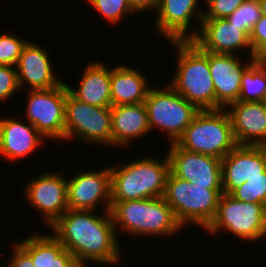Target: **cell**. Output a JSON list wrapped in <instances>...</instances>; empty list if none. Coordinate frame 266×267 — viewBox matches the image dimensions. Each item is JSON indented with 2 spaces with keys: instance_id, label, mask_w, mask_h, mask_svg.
Here are the masks:
<instances>
[{
  "instance_id": "cell-11",
  "label": "cell",
  "mask_w": 266,
  "mask_h": 267,
  "mask_svg": "<svg viewBox=\"0 0 266 267\" xmlns=\"http://www.w3.org/2000/svg\"><path fill=\"white\" fill-rule=\"evenodd\" d=\"M24 197L30 207L41 213V220L50 228L67 210L68 183L58 172H43L24 185Z\"/></svg>"
},
{
  "instance_id": "cell-5",
  "label": "cell",
  "mask_w": 266,
  "mask_h": 267,
  "mask_svg": "<svg viewBox=\"0 0 266 267\" xmlns=\"http://www.w3.org/2000/svg\"><path fill=\"white\" fill-rule=\"evenodd\" d=\"M222 193L223 190H210L207 186L189 183L170 171L163 198L183 228L189 223L205 230L215 217Z\"/></svg>"
},
{
  "instance_id": "cell-1",
  "label": "cell",
  "mask_w": 266,
  "mask_h": 267,
  "mask_svg": "<svg viewBox=\"0 0 266 267\" xmlns=\"http://www.w3.org/2000/svg\"><path fill=\"white\" fill-rule=\"evenodd\" d=\"M49 229L81 267L87 263L116 265L122 261L120 240L110 211L68 209Z\"/></svg>"
},
{
  "instance_id": "cell-16",
  "label": "cell",
  "mask_w": 266,
  "mask_h": 267,
  "mask_svg": "<svg viewBox=\"0 0 266 267\" xmlns=\"http://www.w3.org/2000/svg\"><path fill=\"white\" fill-rule=\"evenodd\" d=\"M221 172L224 194L250 178L266 177V146L237 145L221 160Z\"/></svg>"
},
{
  "instance_id": "cell-22",
  "label": "cell",
  "mask_w": 266,
  "mask_h": 267,
  "mask_svg": "<svg viewBox=\"0 0 266 267\" xmlns=\"http://www.w3.org/2000/svg\"><path fill=\"white\" fill-rule=\"evenodd\" d=\"M103 61L94 60L85 65L78 88L69 86V93L77 100L89 105L111 107L110 68Z\"/></svg>"
},
{
  "instance_id": "cell-30",
  "label": "cell",
  "mask_w": 266,
  "mask_h": 267,
  "mask_svg": "<svg viewBox=\"0 0 266 267\" xmlns=\"http://www.w3.org/2000/svg\"><path fill=\"white\" fill-rule=\"evenodd\" d=\"M203 19H220L230 16L245 0H205Z\"/></svg>"
},
{
  "instance_id": "cell-18",
  "label": "cell",
  "mask_w": 266,
  "mask_h": 267,
  "mask_svg": "<svg viewBox=\"0 0 266 267\" xmlns=\"http://www.w3.org/2000/svg\"><path fill=\"white\" fill-rule=\"evenodd\" d=\"M46 50L31 41L24 46L16 65L20 89H25L24 86L31 87L30 90L50 89L64 81L54 72V64Z\"/></svg>"
},
{
  "instance_id": "cell-12",
  "label": "cell",
  "mask_w": 266,
  "mask_h": 267,
  "mask_svg": "<svg viewBox=\"0 0 266 267\" xmlns=\"http://www.w3.org/2000/svg\"><path fill=\"white\" fill-rule=\"evenodd\" d=\"M201 0H160L154 19L156 34L170 41H192L198 34L203 19ZM197 28H192V19ZM199 23V24H198ZM190 27L192 31H190Z\"/></svg>"
},
{
  "instance_id": "cell-23",
  "label": "cell",
  "mask_w": 266,
  "mask_h": 267,
  "mask_svg": "<svg viewBox=\"0 0 266 267\" xmlns=\"http://www.w3.org/2000/svg\"><path fill=\"white\" fill-rule=\"evenodd\" d=\"M147 77L128 64L110 68V90L112 106L143 103L152 85Z\"/></svg>"
},
{
  "instance_id": "cell-2",
  "label": "cell",
  "mask_w": 266,
  "mask_h": 267,
  "mask_svg": "<svg viewBox=\"0 0 266 267\" xmlns=\"http://www.w3.org/2000/svg\"><path fill=\"white\" fill-rule=\"evenodd\" d=\"M177 53L176 70L169 85L199 111L216 110V96L209 69V52L193 41H171Z\"/></svg>"
},
{
  "instance_id": "cell-33",
  "label": "cell",
  "mask_w": 266,
  "mask_h": 267,
  "mask_svg": "<svg viewBox=\"0 0 266 267\" xmlns=\"http://www.w3.org/2000/svg\"><path fill=\"white\" fill-rule=\"evenodd\" d=\"M12 242L13 251H9L12 257L7 261L6 267H35L31 257L16 242Z\"/></svg>"
},
{
  "instance_id": "cell-19",
  "label": "cell",
  "mask_w": 266,
  "mask_h": 267,
  "mask_svg": "<svg viewBox=\"0 0 266 267\" xmlns=\"http://www.w3.org/2000/svg\"><path fill=\"white\" fill-rule=\"evenodd\" d=\"M228 106L226 111L237 145L266 146V104L237 101Z\"/></svg>"
},
{
  "instance_id": "cell-32",
  "label": "cell",
  "mask_w": 266,
  "mask_h": 267,
  "mask_svg": "<svg viewBox=\"0 0 266 267\" xmlns=\"http://www.w3.org/2000/svg\"><path fill=\"white\" fill-rule=\"evenodd\" d=\"M250 44L255 58L258 59L266 52V16L256 22L249 35Z\"/></svg>"
},
{
  "instance_id": "cell-36",
  "label": "cell",
  "mask_w": 266,
  "mask_h": 267,
  "mask_svg": "<svg viewBox=\"0 0 266 267\" xmlns=\"http://www.w3.org/2000/svg\"><path fill=\"white\" fill-rule=\"evenodd\" d=\"M258 59L266 67V52L262 54Z\"/></svg>"
},
{
  "instance_id": "cell-38",
  "label": "cell",
  "mask_w": 266,
  "mask_h": 267,
  "mask_svg": "<svg viewBox=\"0 0 266 267\" xmlns=\"http://www.w3.org/2000/svg\"><path fill=\"white\" fill-rule=\"evenodd\" d=\"M3 265V266H2ZM6 265H4V264H1V261H0V267H5Z\"/></svg>"
},
{
  "instance_id": "cell-35",
  "label": "cell",
  "mask_w": 266,
  "mask_h": 267,
  "mask_svg": "<svg viewBox=\"0 0 266 267\" xmlns=\"http://www.w3.org/2000/svg\"><path fill=\"white\" fill-rule=\"evenodd\" d=\"M259 3H260L262 15L266 16V0H262Z\"/></svg>"
},
{
  "instance_id": "cell-10",
  "label": "cell",
  "mask_w": 266,
  "mask_h": 267,
  "mask_svg": "<svg viewBox=\"0 0 266 267\" xmlns=\"http://www.w3.org/2000/svg\"><path fill=\"white\" fill-rule=\"evenodd\" d=\"M66 82L50 89L28 91L26 120L46 139L62 140L65 135Z\"/></svg>"
},
{
  "instance_id": "cell-26",
  "label": "cell",
  "mask_w": 266,
  "mask_h": 267,
  "mask_svg": "<svg viewBox=\"0 0 266 267\" xmlns=\"http://www.w3.org/2000/svg\"><path fill=\"white\" fill-rule=\"evenodd\" d=\"M87 3L111 25L120 23L125 16L135 14L128 0H87Z\"/></svg>"
},
{
  "instance_id": "cell-34",
  "label": "cell",
  "mask_w": 266,
  "mask_h": 267,
  "mask_svg": "<svg viewBox=\"0 0 266 267\" xmlns=\"http://www.w3.org/2000/svg\"><path fill=\"white\" fill-rule=\"evenodd\" d=\"M134 13L153 10L156 12L160 0H128Z\"/></svg>"
},
{
  "instance_id": "cell-21",
  "label": "cell",
  "mask_w": 266,
  "mask_h": 267,
  "mask_svg": "<svg viewBox=\"0 0 266 267\" xmlns=\"http://www.w3.org/2000/svg\"><path fill=\"white\" fill-rule=\"evenodd\" d=\"M112 146H130L134 140L149 134L145 103L111 106Z\"/></svg>"
},
{
  "instance_id": "cell-28",
  "label": "cell",
  "mask_w": 266,
  "mask_h": 267,
  "mask_svg": "<svg viewBox=\"0 0 266 267\" xmlns=\"http://www.w3.org/2000/svg\"><path fill=\"white\" fill-rule=\"evenodd\" d=\"M230 195L243 202L266 205V177L250 178L234 189Z\"/></svg>"
},
{
  "instance_id": "cell-3",
  "label": "cell",
  "mask_w": 266,
  "mask_h": 267,
  "mask_svg": "<svg viewBox=\"0 0 266 267\" xmlns=\"http://www.w3.org/2000/svg\"><path fill=\"white\" fill-rule=\"evenodd\" d=\"M110 214L118 236L120 229L130 237L157 238L183 229L163 197L111 202Z\"/></svg>"
},
{
  "instance_id": "cell-9",
  "label": "cell",
  "mask_w": 266,
  "mask_h": 267,
  "mask_svg": "<svg viewBox=\"0 0 266 267\" xmlns=\"http://www.w3.org/2000/svg\"><path fill=\"white\" fill-rule=\"evenodd\" d=\"M111 107L89 105L67 93L65 103L64 141L75 140L84 143L112 146ZM102 145H101V144Z\"/></svg>"
},
{
  "instance_id": "cell-17",
  "label": "cell",
  "mask_w": 266,
  "mask_h": 267,
  "mask_svg": "<svg viewBox=\"0 0 266 267\" xmlns=\"http://www.w3.org/2000/svg\"><path fill=\"white\" fill-rule=\"evenodd\" d=\"M192 41L204 52L236 55L249 48L250 57H255L249 35L227 18L202 19L199 32Z\"/></svg>"
},
{
  "instance_id": "cell-15",
  "label": "cell",
  "mask_w": 266,
  "mask_h": 267,
  "mask_svg": "<svg viewBox=\"0 0 266 267\" xmlns=\"http://www.w3.org/2000/svg\"><path fill=\"white\" fill-rule=\"evenodd\" d=\"M241 55L209 52V69L216 96V110L225 109L237 102L241 91V80L244 71L256 60ZM250 61V62H249Z\"/></svg>"
},
{
  "instance_id": "cell-24",
  "label": "cell",
  "mask_w": 266,
  "mask_h": 267,
  "mask_svg": "<svg viewBox=\"0 0 266 267\" xmlns=\"http://www.w3.org/2000/svg\"><path fill=\"white\" fill-rule=\"evenodd\" d=\"M36 233L16 242L31 257L35 267H81L52 234Z\"/></svg>"
},
{
  "instance_id": "cell-25",
  "label": "cell",
  "mask_w": 266,
  "mask_h": 267,
  "mask_svg": "<svg viewBox=\"0 0 266 267\" xmlns=\"http://www.w3.org/2000/svg\"><path fill=\"white\" fill-rule=\"evenodd\" d=\"M266 93V67L256 59L243 73L238 101H262Z\"/></svg>"
},
{
  "instance_id": "cell-29",
  "label": "cell",
  "mask_w": 266,
  "mask_h": 267,
  "mask_svg": "<svg viewBox=\"0 0 266 267\" xmlns=\"http://www.w3.org/2000/svg\"><path fill=\"white\" fill-rule=\"evenodd\" d=\"M28 40L17 37V35H0V65H17L20 55Z\"/></svg>"
},
{
  "instance_id": "cell-6",
  "label": "cell",
  "mask_w": 266,
  "mask_h": 267,
  "mask_svg": "<svg viewBox=\"0 0 266 267\" xmlns=\"http://www.w3.org/2000/svg\"><path fill=\"white\" fill-rule=\"evenodd\" d=\"M176 144L222 160L237 146L228 112L226 109L199 111Z\"/></svg>"
},
{
  "instance_id": "cell-31",
  "label": "cell",
  "mask_w": 266,
  "mask_h": 267,
  "mask_svg": "<svg viewBox=\"0 0 266 267\" xmlns=\"http://www.w3.org/2000/svg\"><path fill=\"white\" fill-rule=\"evenodd\" d=\"M19 90L17 68L15 66L0 65V101H8Z\"/></svg>"
},
{
  "instance_id": "cell-20",
  "label": "cell",
  "mask_w": 266,
  "mask_h": 267,
  "mask_svg": "<svg viewBox=\"0 0 266 267\" xmlns=\"http://www.w3.org/2000/svg\"><path fill=\"white\" fill-rule=\"evenodd\" d=\"M44 140L47 139L28 121L26 124L14 117L0 119V156L9 161L31 157L37 148L43 147Z\"/></svg>"
},
{
  "instance_id": "cell-4",
  "label": "cell",
  "mask_w": 266,
  "mask_h": 267,
  "mask_svg": "<svg viewBox=\"0 0 266 267\" xmlns=\"http://www.w3.org/2000/svg\"><path fill=\"white\" fill-rule=\"evenodd\" d=\"M169 172L168 155L110 166L111 202L163 197Z\"/></svg>"
},
{
  "instance_id": "cell-7",
  "label": "cell",
  "mask_w": 266,
  "mask_h": 267,
  "mask_svg": "<svg viewBox=\"0 0 266 267\" xmlns=\"http://www.w3.org/2000/svg\"><path fill=\"white\" fill-rule=\"evenodd\" d=\"M223 230L248 243L266 238V205L243 202L222 193L215 217L205 231L216 235Z\"/></svg>"
},
{
  "instance_id": "cell-13",
  "label": "cell",
  "mask_w": 266,
  "mask_h": 267,
  "mask_svg": "<svg viewBox=\"0 0 266 267\" xmlns=\"http://www.w3.org/2000/svg\"><path fill=\"white\" fill-rule=\"evenodd\" d=\"M170 171L177 177L210 190L222 189L221 159L168 144Z\"/></svg>"
},
{
  "instance_id": "cell-37",
  "label": "cell",
  "mask_w": 266,
  "mask_h": 267,
  "mask_svg": "<svg viewBox=\"0 0 266 267\" xmlns=\"http://www.w3.org/2000/svg\"><path fill=\"white\" fill-rule=\"evenodd\" d=\"M262 102H264L266 104V93H265V96H264Z\"/></svg>"
},
{
  "instance_id": "cell-27",
  "label": "cell",
  "mask_w": 266,
  "mask_h": 267,
  "mask_svg": "<svg viewBox=\"0 0 266 267\" xmlns=\"http://www.w3.org/2000/svg\"><path fill=\"white\" fill-rule=\"evenodd\" d=\"M262 17L260 3L245 0L227 19L236 26L242 27L250 35L256 22Z\"/></svg>"
},
{
  "instance_id": "cell-14",
  "label": "cell",
  "mask_w": 266,
  "mask_h": 267,
  "mask_svg": "<svg viewBox=\"0 0 266 267\" xmlns=\"http://www.w3.org/2000/svg\"><path fill=\"white\" fill-rule=\"evenodd\" d=\"M67 204L71 210L96 211L98 204H104V210L111 208L110 167L96 170L78 171L68 177ZM102 202V203H101Z\"/></svg>"
},
{
  "instance_id": "cell-8",
  "label": "cell",
  "mask_w": 266,
  "mask_h": 267,
  "mask_svg": "<svg viewBox=\"0 0 266 267\" xmlns=\"http://www.w3.org/2000/svg\"><path fill=\"white\" fill-rule=\"evenodd\" d=\"M150 131L166 134L168 144L176 143L199 110L169 84L153 88L144 101Z\"/></svg>"
}]
</instances>
